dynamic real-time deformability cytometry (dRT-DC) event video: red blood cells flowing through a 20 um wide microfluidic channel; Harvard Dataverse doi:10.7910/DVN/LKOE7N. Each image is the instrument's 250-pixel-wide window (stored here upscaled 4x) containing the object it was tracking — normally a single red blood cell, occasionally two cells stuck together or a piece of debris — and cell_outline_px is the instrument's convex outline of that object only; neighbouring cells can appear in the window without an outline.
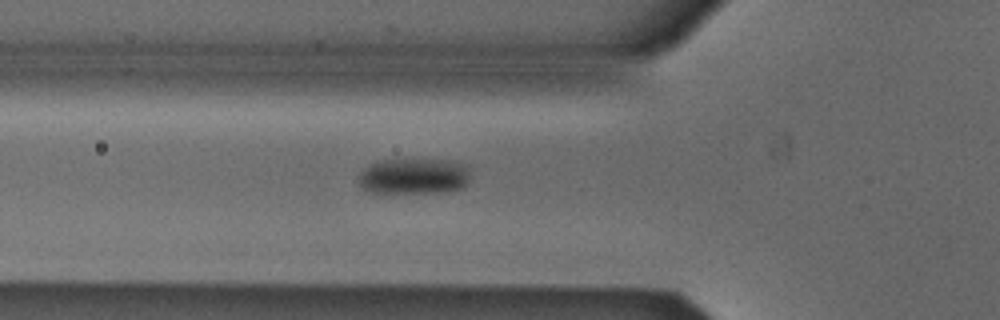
{"species": "Egyptian fruit bat (a non-hibernating species)", "species_latin": "Rousettus aegyptiacus", "temperature_condition": "cold", "stored_images_in_passage": 8, "camera_frame_rate_fps": 3000, "um_per_image_px": 0.085, "animal": {"sex": "male"}, "frame": {"image": 1, "passage_image": 8, "time_ms": 2.333, "image_size_px": [1000, 320], "cell_outline_px": [[468, 176], [464, 188], [440, 192], [372, 192], [364, 188], [356, 180], [360, 172], [364, 168], [380, 160], [448, 160], [460, 164], [468, 168]], "centroid_in_image_um": [35.14, 14.98], "position_along_channel_um": 90.7, "area_um2": 22.95}}